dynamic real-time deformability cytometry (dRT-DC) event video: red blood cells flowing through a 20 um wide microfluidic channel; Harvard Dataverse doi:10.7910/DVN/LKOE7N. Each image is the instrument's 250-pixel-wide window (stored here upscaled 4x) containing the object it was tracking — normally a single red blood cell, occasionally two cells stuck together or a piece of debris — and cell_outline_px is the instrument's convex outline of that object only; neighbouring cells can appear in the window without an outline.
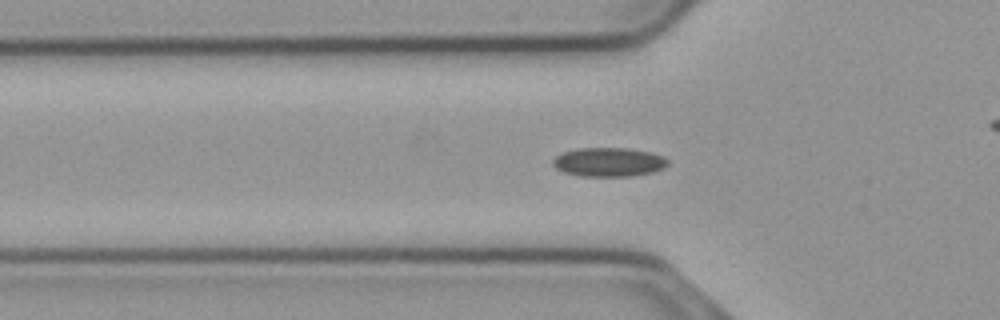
{"species": "common noctule bat (a hibernating species)", "species_latin": "Nyctalus noctula", "temperature_condition": "cold", "stored_images_in_passage": 50, "camera_frame_rate_fps": 3000, "um_per_image_px": 0.085, "animal": {"sex": "male", "body_mass_g": 23.1, "forearm_length_mm": 52.7}, "frame": {"image": 1, "passage_image": 12, "time_ms": 3.667, "image_size_px": [1000, 320], "cell_outline_px": [[668, 164], [664, 168], [652, 172], [632, 176], [580, 176], [564, 172], [556, 168], [552, 164], [552, 160], [556, 156], [564, 152], [580, 148], [628, 148], [648, 152], [664, 156], [668, 160]], "centroid_in_image_um": [51.75, 13.78], "position_along_channel_um": 74.1, "area_um2": 19.36}}
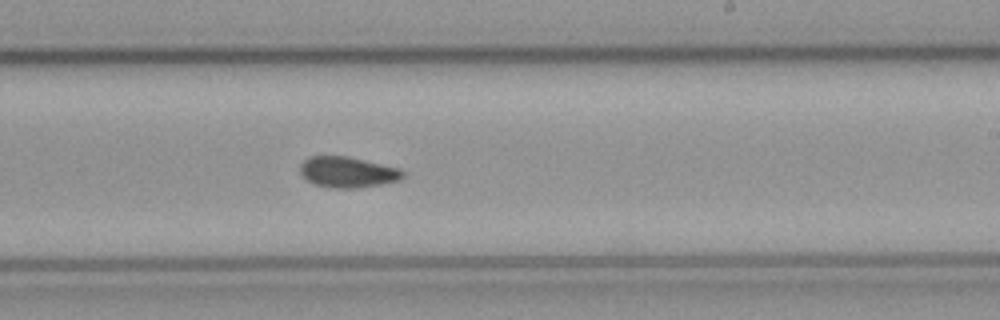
{"frame": {"image": 2, "passage_image": 27, "time_ms": 8.667, "image_size_px": [1000, 320], "cell_outline_px": [[404, 176], [400, 180], [380, 184], [356, 188], [332, 188], [312, 184], [300, 172], [300, 164], [308, 156], [348, 156], [400, 168], [404, 172]], "centroid_in_image_um": [29.54, 14.62], "position_along_channel_um": 259.5, "area_um2": 18.5}}
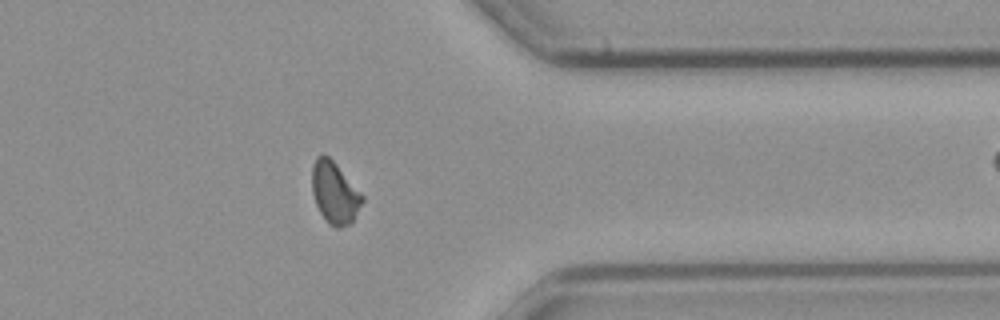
{"frame": {"image": 3, "passage_image": 38, "time_ms": 12.333, "image_size_px": [1000, 320], "cell_outline_px": [[364, 200], [352, 224], [340, 228], [336, 228], [328, 224], [320, 212], [316, 204], [312, 192], [312, 168], [316, 156], [328, 156], [336, 164], [364, 196]], "centroid_in_image_um": [28.46, 16.43], "position_along_channel_um": 382.9, "area_um2": 18.09}, "authors_computed_cell_mechanics": {"area_um2": 18.3515, "velocity_mm_per_s": 3.6873, "shape_relaxation_time_tau1_ms": null, "shape_relaxation_time_tau2_ms": 3.067, "deformation_change_tau1": null, "deformation_change_tau2": 0.0781}}